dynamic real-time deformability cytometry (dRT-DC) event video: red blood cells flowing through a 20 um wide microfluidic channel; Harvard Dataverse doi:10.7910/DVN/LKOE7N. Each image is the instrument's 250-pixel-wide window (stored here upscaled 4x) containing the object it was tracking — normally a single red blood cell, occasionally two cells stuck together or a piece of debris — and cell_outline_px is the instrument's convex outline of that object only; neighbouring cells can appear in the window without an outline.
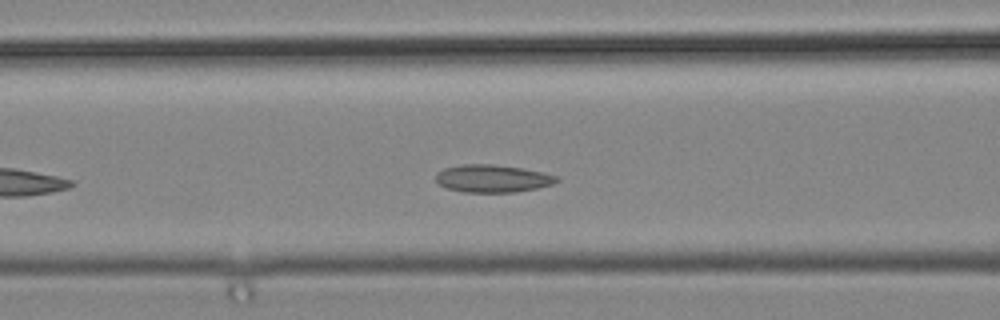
{"species": "common noctule bat (a hibernating species)", "species_latin": "Nyctalus noctula", "temperature_condition": "cold", "stored_images_in_passage": 32, "camera_frame_rate_fps": 3000, "um_per_image_px": 0.085, "animal": {"sex": "male", "body_mass_g": 19.2, "forearm_length_mm": 51.8}, "frame": {"image": 1, "passage_image": 10, "time_ms": 3.0, "image_size_px": [1000, 320], "cell_outline_px": [[560, 180], [552, 184], [536, 188], [512, 192], [464, 192], [444, 188], [436, 184], [436, 172], [444, 168], [464, 164], [492, 164], [520, 168], [540, 172], [556, 176]], "centroid_in_image_um": [41.78, 15.18], "position_along_channel_um": 124.8, "area_um2": 19.36}}
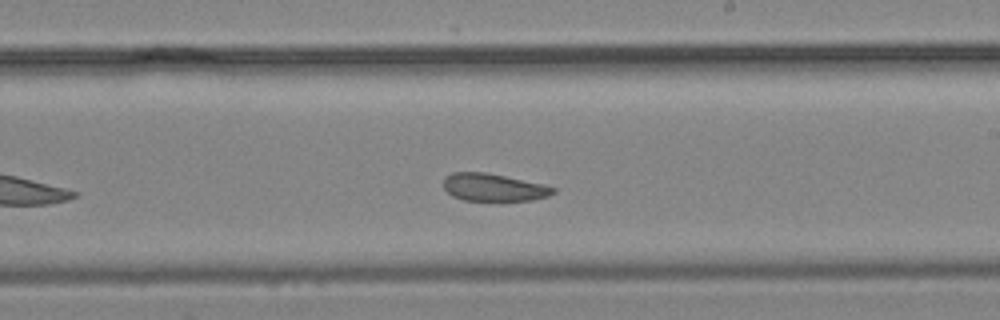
{"frame": {"image": 2, "passage_image": 19, "time_ms": 6.0, "image_size_px": [1000, 320], "cell_outline_px": [[556, 192], [548, 196], [532, 200], [504, 204], [464, 200], [452, 196], [444, 188], [444, 176], [452, 172], [484, 172], [544, 184], [556, 188]], "centroid_in_image_um": [41.98, 15.98], "position_along_channel_um": 247.0, "area_um2": 18.5}}
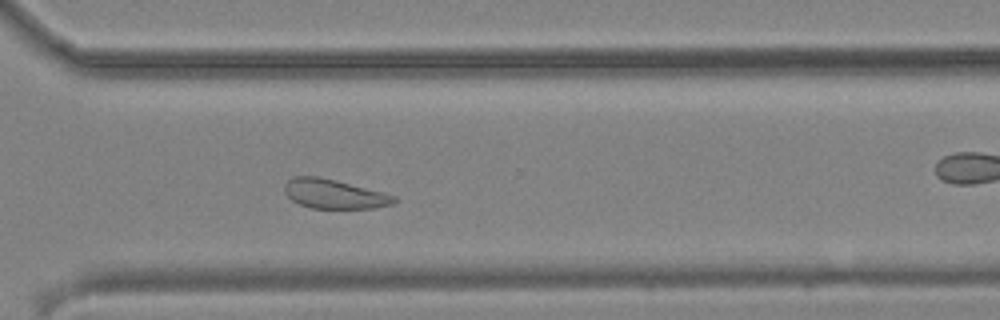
{"frame": {"image": 3, "passage_image": 26, "time_ms": 8.333, "image_size_px": [1000, 320], "cell_outline_px": [[400, 200], [392, 204], [376, 208], [312, 208], [300, 204], [292, 200], [284, 192], [284, 184], [288, 180], [296, 176], [316, 176], [336, 180], [384, 192], [396, 196]], "centroid_in_image_um": [28.44, 16.49], "position_along_channel_um": 342.2, "area_um2": 18.79}}